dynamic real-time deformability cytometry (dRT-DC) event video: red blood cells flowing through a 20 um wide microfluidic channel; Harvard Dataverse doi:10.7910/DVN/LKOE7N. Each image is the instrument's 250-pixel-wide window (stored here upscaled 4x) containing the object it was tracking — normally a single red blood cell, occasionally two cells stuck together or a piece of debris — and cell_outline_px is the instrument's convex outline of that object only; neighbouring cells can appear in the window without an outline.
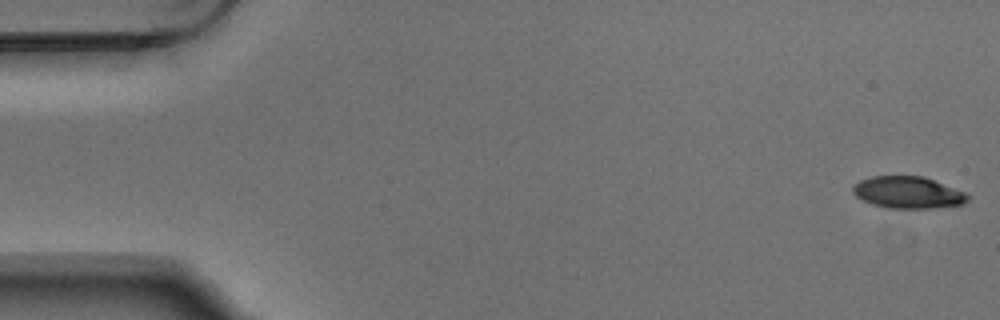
{"species": "Egyptian fruit bat (a non-hibernating species)", "species_latin": "Rousettus aegyptiacus", "temperature_condition": "warm", "stored_images_in_passage": 6, "segment_of_instrument_passage": [1, 2], "camera_frame_rate_fps": 3000, "um_per_image_px": 0.085, "animal": {"sex": "male"}, "frame": {"image": 1, "passage_image": 1, "time_ms": 0.0, "image_size_px": [1000, 320], "cell_outline_px": [[972, 196], [964, 204], [928, 208], [888, 208], [872, 204], [856, 196], [852, 192], [852, 188], [860, 180], [872, 176], [924, 176], [964, 192]], "centroid_in_image_um": [77.19, 16.36], "position_along_channel_um": 7.8, "area_um2": 21.21}}